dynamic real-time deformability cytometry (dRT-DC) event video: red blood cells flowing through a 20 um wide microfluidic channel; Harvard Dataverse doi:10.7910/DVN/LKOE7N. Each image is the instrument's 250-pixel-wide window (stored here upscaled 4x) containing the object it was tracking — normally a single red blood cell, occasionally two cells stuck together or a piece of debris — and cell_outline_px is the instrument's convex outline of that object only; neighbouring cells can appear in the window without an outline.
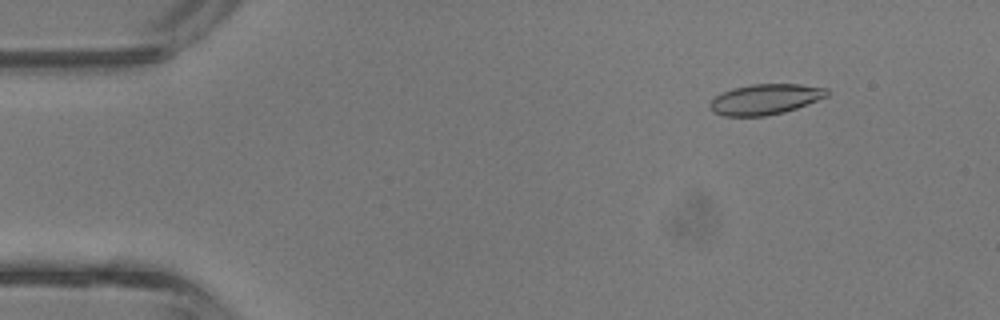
{"species": "common noctule bat (a hibernating species)", "species_latin": "Nyctalus noctula", "temperature_condition": "room temperature", "stored_images_in_passage": 43, "camera_frame_rate_fps": 3000, "um_per_image_px": 0.085, "animal": {"sex": "male", "body_mass_g": 13.3}, "frame": {"image": 1, "passage_image": 5, "time_ms": 1.333, "image_size_px": [1000, 320], "cell_outline_px": [[828, 96], [796, 108], [784, 112], [764, 116], [724, 116], [712, 112], [708, 104], [716, 96], [732, 88], [752, 84], [800, 84], [828, 88]], "centroid_in_image_um": [65.04, 8.44], "position_along_channel_um": 20.0, "area_um2": 20.75}}
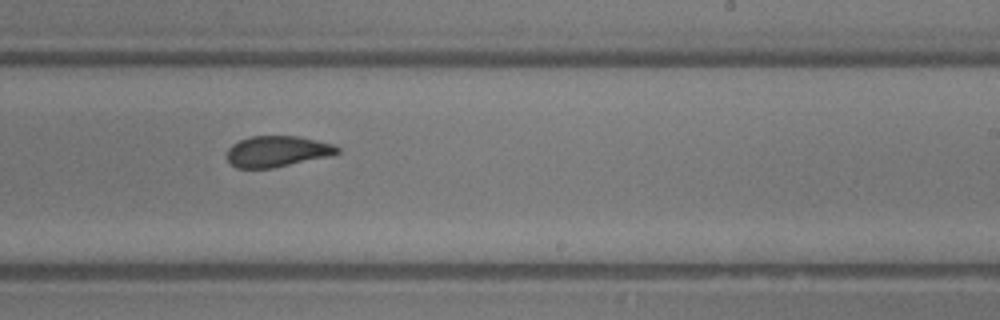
{"frame": {"image": 2, "passage_image": 26, "time_ms": 8.333, "image_size_px": [1000, 320], "cell_outline_px": [[340, 152], [332, 156], [272, 168], [236, 168], [228, 160], [228, 148], [232, 144], [240, 140], [252, 136], [300, 136], [332, 144], [340, 148]], "centroid_in_image_um": [23.59, 12.87], "position_along_channel_um": 265.4, "area_um2": 19.94}}
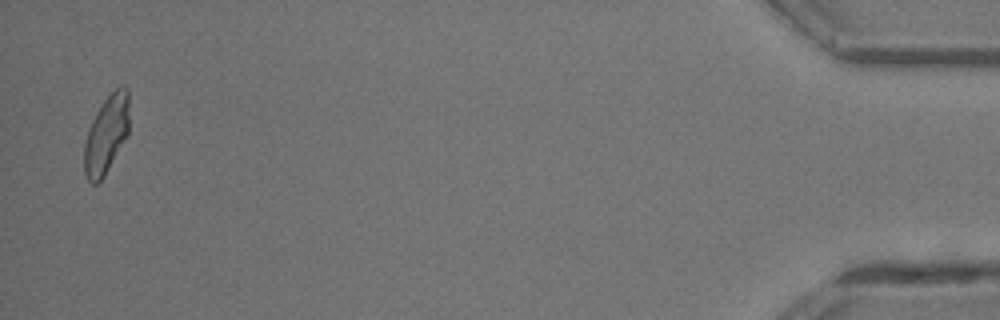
{"frame": {"image": 3, "passage_image": 42, "time_ms": 13.667, "image_size_px": [1000, 320], "cell_outline_px": [[128, 136], [104, 176], [96, 184], [92, 184], [88, 180], [84, 172], [84, 144], [88, 128], [96, 112], [104, 100], [120, 84], [124, 84], [128, 88]], "centroid_in_image_um": [9.04, 11.42], "position_along_channel_um": 426.2, "area_um2": 20.58}, "authors_computed_cell_mechanics": {"area_um2": 20.7502, "velocity_mm_per_s": 4.7788, "shape_relaxation_time_tau1_ms": 3.8942, "shape_relaxation_time_tau2_ms": 1.3107, "deformation_change_tau1": 0.1361, "deformation_change_tau2": 0.059}}